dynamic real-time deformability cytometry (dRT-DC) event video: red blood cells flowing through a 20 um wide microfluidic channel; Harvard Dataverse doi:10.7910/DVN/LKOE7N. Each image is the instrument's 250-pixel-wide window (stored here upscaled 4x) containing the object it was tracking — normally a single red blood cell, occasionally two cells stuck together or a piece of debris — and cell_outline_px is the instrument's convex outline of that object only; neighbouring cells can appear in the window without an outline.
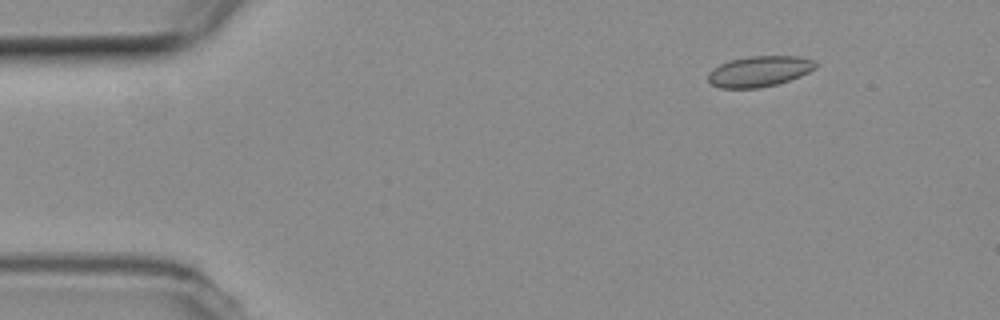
{"species": "common noctule bat (a hibernating species)", "species_latin": "Nyctalus noctula", "temperature_condition": "room temperature", "stored_images_in_passage": 7, "segment_of_instrument_passage": [2, 2], "camera_frame_rate_fps": 3000, "um_per_image_px": 0.085, "animal": {"sex": "female", "body_mass_g": 19.3, "forearm_length_mm": 54.1}, "frame": {"image": 1, "passage_image": 7, "time_ms": 2.0, "image_size_px": [1000, 320], "cell_outline_px": [[816, 68], [800, 76], [776, 84], [760, 88], [720, 88], [712, 84], [708, 80], [708, 72], [712, 68], [728, 60], [752, 56], [800, 56], [812, 60], [816, 64]], "centroid_in_image_um": [64.51, 6.06], "position_along_channel_um": 20.5, "area_um2": 19.19}}